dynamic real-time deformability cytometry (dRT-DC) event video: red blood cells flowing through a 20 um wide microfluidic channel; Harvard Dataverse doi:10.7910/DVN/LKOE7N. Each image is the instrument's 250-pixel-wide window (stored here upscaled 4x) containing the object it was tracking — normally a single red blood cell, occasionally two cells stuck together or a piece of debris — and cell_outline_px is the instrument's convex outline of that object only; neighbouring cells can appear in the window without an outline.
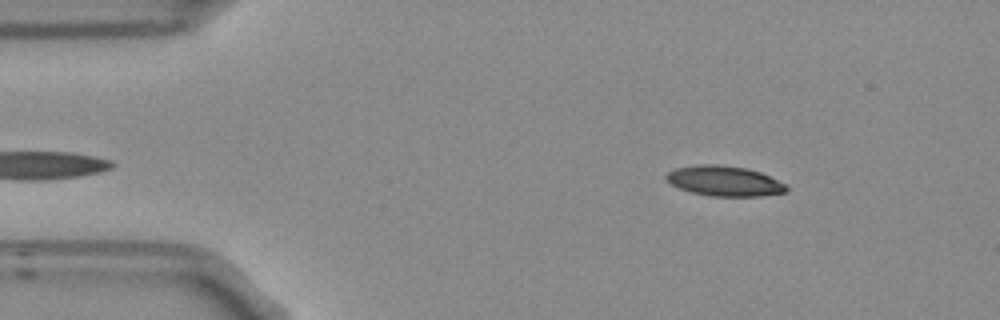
{"species": "Egyptian fruit bat (a non-hibernating species)", "species_latin": "Rousettus aegyptiacus", "temperature_condition": "room temperature", "stored_images_in_passage": 11, "camera_frame_rate_fps": 3000, "um_per_image_px": 0.085, "frame": {"image": 1, "passage_image": 4, "time_ms": 1.0, "image_size_px": [1000, 320], "cell_outline_px": [[788, 192], [760, 196], [712, 196], [692, 192], [680, 188], [664, 180], [664, 176], [668, 172], [676, 168], [696, 164], [716, 164], [748, 168], [760, 172], [788, 184]], "centroid_in_image_um": [61.59, 15.38], "position_along_channel_um": 23.4, "area_um2": 21.33}}